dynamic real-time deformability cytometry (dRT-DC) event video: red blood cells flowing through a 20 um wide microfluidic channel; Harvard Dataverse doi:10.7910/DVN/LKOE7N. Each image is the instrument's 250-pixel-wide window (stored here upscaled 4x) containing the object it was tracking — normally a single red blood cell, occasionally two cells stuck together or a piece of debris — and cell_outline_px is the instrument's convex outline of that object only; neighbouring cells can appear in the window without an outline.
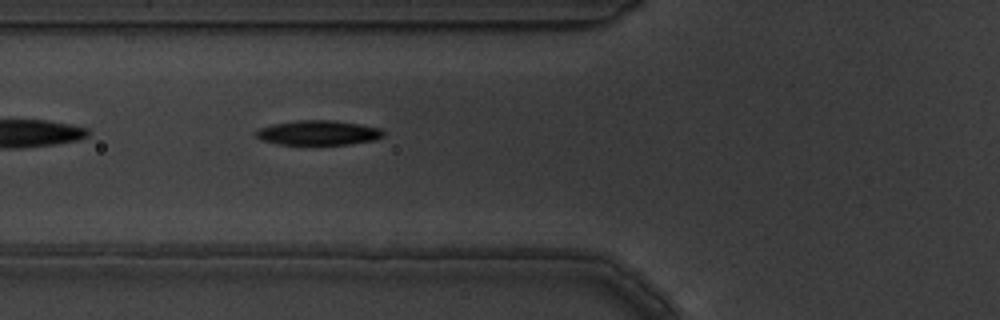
{"species": "common noctule bat (a hibernating species)", "species_latin": "Nyctalus noctula", "temperature_condition": "warm", "stored_images_in_passage": 4, "camera_frame_rate_fps": 3000, "um_per_image_px": 0.085, "animal": {"sex": "male", "body_mass_g": 19.5, "forearm_length_mm": 54.6}, "frame": {"image": 1, "passage_image": 4, "time_ms": 1.0, "image_size_px": [1000, 320], "cell_outline_px": [[384, 136], [372, 140], [348, 144], [276, 144], [260, 140], [256, 136], [256, 132], [260, 128], [272, 124], [296, 120], [332, 120], [360, 124], [380, 128], [384, 132]], "centroid_in_image_um": [27.03, 11.28], "position_along_channel_um": 98.8, "area_um2": 18.21}}